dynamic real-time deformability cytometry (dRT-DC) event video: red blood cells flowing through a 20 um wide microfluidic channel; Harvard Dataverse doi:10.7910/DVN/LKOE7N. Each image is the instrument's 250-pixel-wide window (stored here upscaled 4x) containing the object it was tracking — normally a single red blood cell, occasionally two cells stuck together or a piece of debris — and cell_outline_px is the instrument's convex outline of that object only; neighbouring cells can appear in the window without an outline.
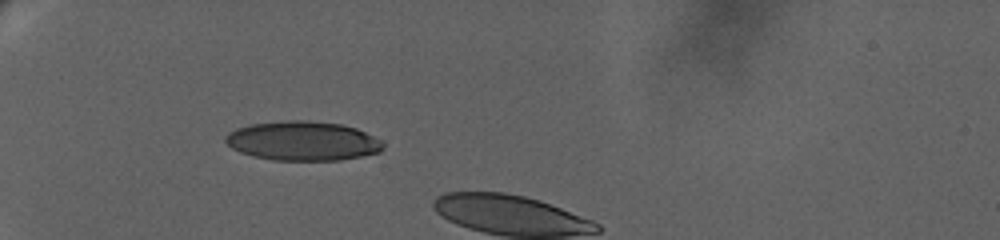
{"species": "human", "species_latin": "Homo sapiens", "temperature_condition": "warm", "stored_images_in_passage": 5, "camera_frame_rate_fps": 3000, "um_per_image_px": 0.085, "donor": {"sex": "female"}, "frame": {"image": 1, "passage_image": 1, "time_ms": 0.0, "image_size_px": [1000, 240], "cell_outline_px": [[384, 148], [380, 152], [340, 160], [272, 160], [252, 156], [240, 152], [232, 148], [224, 140], [224, 136], [228, 132], [236, 128], [248, 124], [288, 120], [308, 120], [340, 124], [356, 128], [380, 140], [384, 144]], "centroid_in_image_um": [25.69, 11.97], "position_along_channel_um": 59.3, "area_um2": 36.18}}